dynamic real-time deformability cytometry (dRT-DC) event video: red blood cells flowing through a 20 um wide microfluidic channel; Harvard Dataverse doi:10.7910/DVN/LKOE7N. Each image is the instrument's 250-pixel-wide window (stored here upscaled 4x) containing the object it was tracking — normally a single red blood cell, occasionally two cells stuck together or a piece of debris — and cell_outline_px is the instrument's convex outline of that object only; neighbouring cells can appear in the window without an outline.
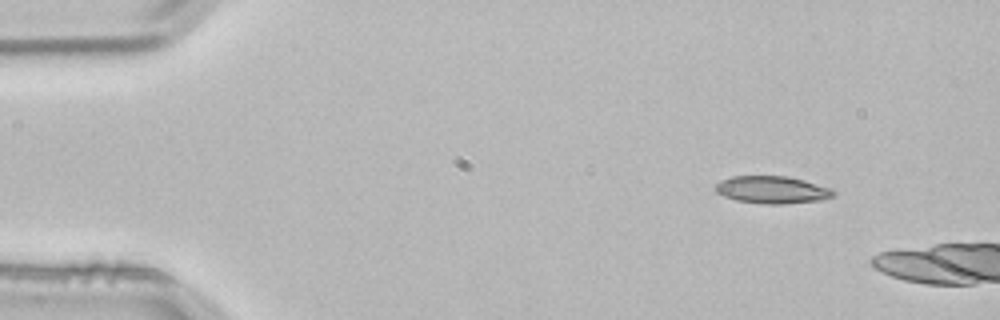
{"species": "common noctule bat (a hibernating species)", "species_latin": "Nyctalus noctula", "temperature_condition": "room temperature", "stored_images_in_passage": 2, "camera_frame_rate_fps": 3000, "um_per_image_px": 0.085, "animal": {"sex": "male", "body_mass_g": 21.5, "forearm_length_mm": 52.0}, "frame": {"image": 1, "passage_image": 1, "time_ms": 0.0, "image_size_px": [1000, 320], "cell_outline_px": [[836, 196], [820, 200], [784, 204], [764, 204], [736, 200], [724, 196], [716, 192], [712, 188], [720, 180], [732, 176], [788, 176], [804, 180], [832, 188], [836, 192]], "centroid_in_image_um": [65.64, 16.13], "position_along_channel_um": 19.4, "area_um2": 19.07}}